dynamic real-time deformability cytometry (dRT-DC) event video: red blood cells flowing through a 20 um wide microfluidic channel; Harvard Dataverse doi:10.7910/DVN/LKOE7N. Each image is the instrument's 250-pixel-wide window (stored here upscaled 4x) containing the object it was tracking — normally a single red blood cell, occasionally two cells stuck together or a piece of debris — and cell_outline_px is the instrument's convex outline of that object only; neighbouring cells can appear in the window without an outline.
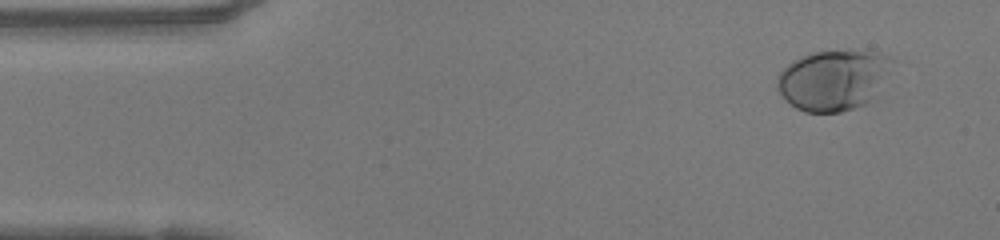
{"species": "human", "species_latin": "Homo sapiens", "temperature_condition": "warm", "stored_images_in_passage": 49, "camera_frame_rate_fps": 3000, "um_per_image_px": 0.085, "donor": {"sex": "female"}, "frame": {"image": 1, "passage_image": 4, "time_ms": 1.0, "image_size_px": [1000, 240], "cell_outline_px": [[896, 60], [872, 96], [864, 104], [840, 112], [804, 112], [796, 108], [776, 88], [776, 80], [780, 72], [792, 60], [800, 56], [812, 52], [864, 48], [888, 56]], "centroid_in_image_um": [70.82, 6.74], "position_along_channel_um": 14.2, "area_um2": 40.58}}
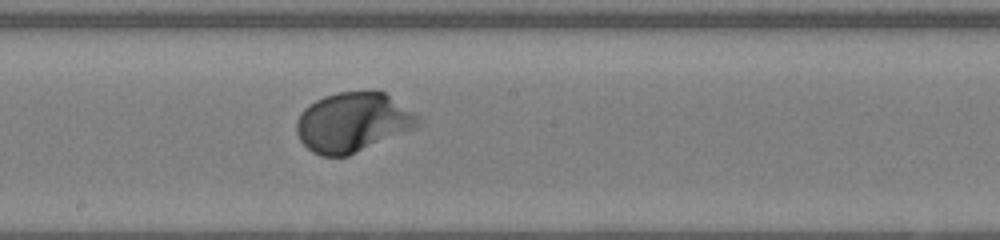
{"frame": {"image": 2, "passage_image": 26, "time_ms": 8.333, "image_size_px": [1000, 240], "cell_outline_px": [[420, 124], [416, 128], [348, 156], [320, 156], [312, 152], [300, 140], [296, 132], [296, 120], [300, 112], [304, 108], [316, 100], [324, 96], [336, 92], [384, 92], [420, 116]], "centroid_in_image_um": [29.98, 10.41], "position_along_channel_um": 218.2, "area_um2": 42.14}}
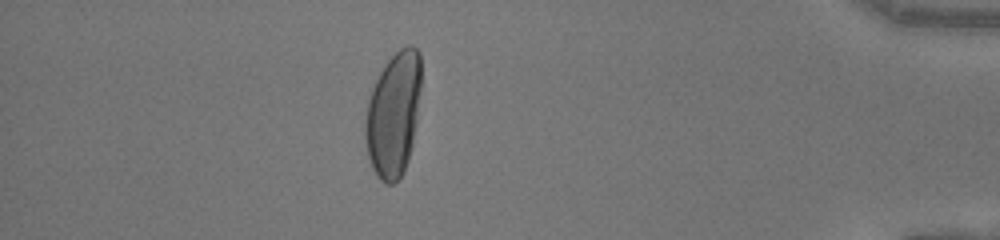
{"frame": {"image": 3, "passage_image": 43, "time_ms": 14.0, "image_size_px": [1000, 240], "cell_outline_px": [[420, 88], [416, 124], [412, 144], [408, 160], [400, 176], [392, 184], [384, 184], [376, 176], [372, 168], [368, 156], [364, 136], [364, 120], [368, 100], [372, 88], [384, 64], [400, 48], [408, 44], [412, 44], [420, 52]], "centroid_in_image_um": [33.42, 9.71], "position_along_channel_um": 401.8, "area_um2": 40.69}, "authors_computed_cell_mechanics": {"area_um2": 39.8242, "velocity_mm_per_s": 4.1304, "shape_relaxation_time_tau1_ms": 2.733, "shape_relaxation_time_tau2_ms": null, "deformation_change_tau1": 0.2051, "deformation_change_tau2": null}}